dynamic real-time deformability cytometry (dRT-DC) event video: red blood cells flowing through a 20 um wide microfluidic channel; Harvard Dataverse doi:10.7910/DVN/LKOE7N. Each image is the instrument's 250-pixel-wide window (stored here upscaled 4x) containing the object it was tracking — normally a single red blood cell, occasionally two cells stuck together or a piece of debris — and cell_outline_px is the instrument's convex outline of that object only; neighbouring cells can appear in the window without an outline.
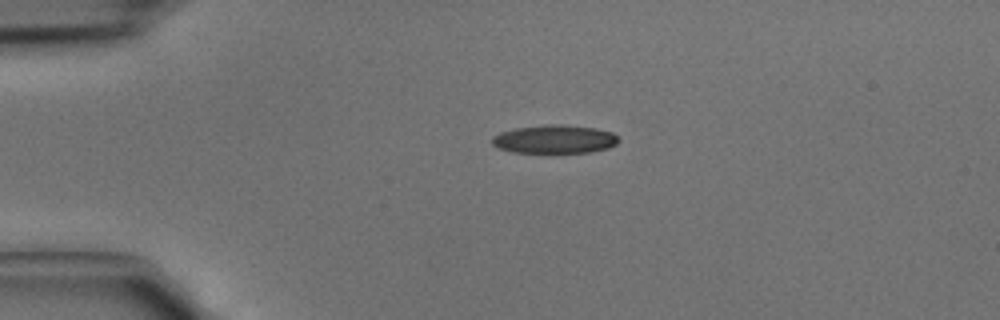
{"species": "common noctule bat (a hibernating species)", "species_latin": "Nyctalus noctula", "temperature_condition": "cold", "stored_images_in_passage": 2, "camera_frame_rate_fps": 3000, "um_per_image_px": 0.085, "animal": {"sex": "male", "body_mass_g": 15.6}, "frame": {"image": 1, "passage_image": 1, "time_ms": 0.0, "image_size_px": [1000, 320], "cell_outline_px": [[620, 140], [616, 144], [608, 148], [588, 152], [512, 152], [496, 148], [492, 144], [492, 136], [500, 132], [516, 128], [548, 124], [564, 124], [596, 128], [612, 132]], "centroid_in_image_um": [47.12, 11.82], "position_along_channel_um": 37.9, "area_um2": 20.98}}